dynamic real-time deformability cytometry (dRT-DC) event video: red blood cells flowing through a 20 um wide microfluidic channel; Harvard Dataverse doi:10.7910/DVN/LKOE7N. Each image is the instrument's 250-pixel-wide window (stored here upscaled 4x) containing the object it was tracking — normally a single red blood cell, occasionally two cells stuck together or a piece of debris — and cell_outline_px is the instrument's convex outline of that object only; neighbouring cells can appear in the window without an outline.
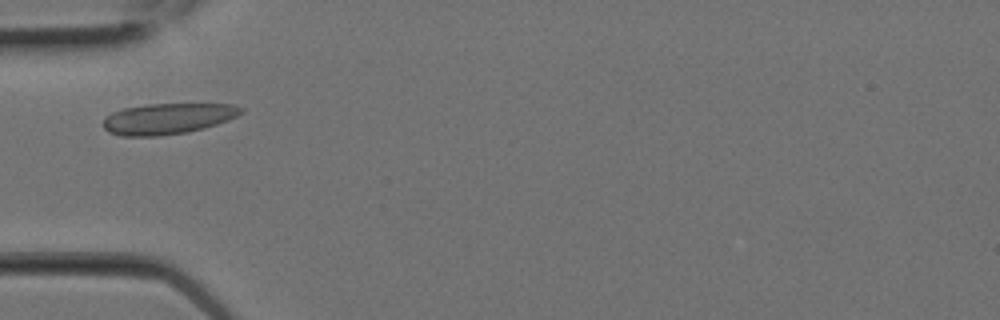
{"species": "Egyptian fruit bat (a non-hibernating species)", "species_latin": "Rousettus aegyptiacus", "temperature_condition": "room temperature", "stored_images_in_passage": 6, "camera_frame_rate_fps": 3000, "um_per_image_px": 0.085, "animal": {"sex": "female"}, "frame": {"image": 1, "passage_image": 4, "time_ms": 1.0, "image_size_px": [1000, 320], "cell_outline_px": [[244, 112], [228, 120], [204, 128], [188, 132], [160, 136], [120, 136], [108, 132], [104, 128], [104, 120], [112, 112], [124, 108], [148, 104], [232, 104], [244, 108]], "centroid_in_image_um": [14.27, 10.09], "position_along_channel_um": 70.7, "area_um2": 24.8}}
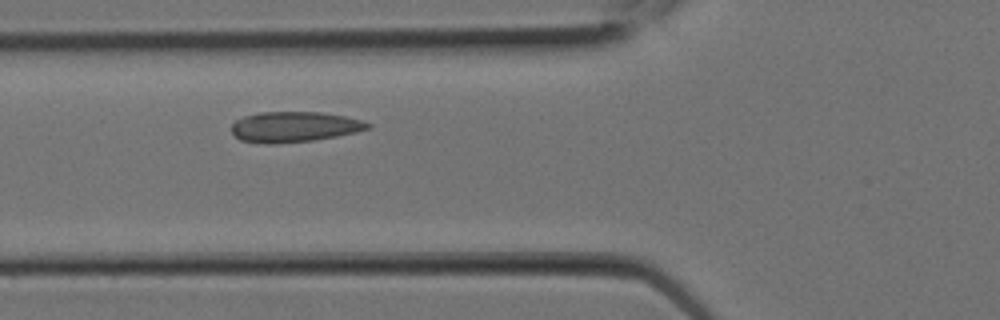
{"frame": {"image": 2, "passage_image": 5, "time_ms": 1.333, "image_size_px": [1000, 320], "cell_outline_px": [[372, 128], [356, 132], [336, 136], [312, 140], [276, 144], [264, 144], [240, 140], [232, 132], [232, 124], [236, 120], [244, 116], [260, 112], [320, 112], [344, 116], [364, 120], [372, 124]], "centroid_in_image_um": [25.03, 10.78], "position_along_channel_um": 100.8, "area_um2": 24.28}}
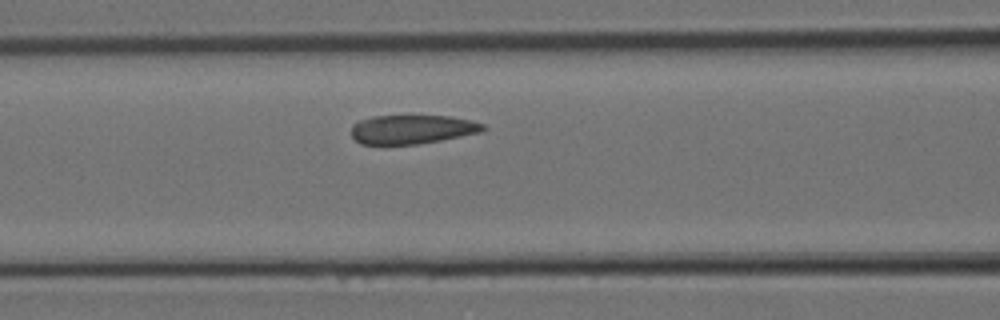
{"frame": {"image": 3, "passage_image": 6, "time_ms": 1.667, "image_size_px": [1000, 320], "cell_outline_px": [[488, 128], [484, 132], [420, 144], [360, 144], [352, 136], [352, 124], [360, 120], [372, 116], [452, 116], [472, 120], [484, 124]], "centroid_in_image_um": [35.09, 10.99], "position_along_channel_um": 131.5, "area_um2": 22.48}}